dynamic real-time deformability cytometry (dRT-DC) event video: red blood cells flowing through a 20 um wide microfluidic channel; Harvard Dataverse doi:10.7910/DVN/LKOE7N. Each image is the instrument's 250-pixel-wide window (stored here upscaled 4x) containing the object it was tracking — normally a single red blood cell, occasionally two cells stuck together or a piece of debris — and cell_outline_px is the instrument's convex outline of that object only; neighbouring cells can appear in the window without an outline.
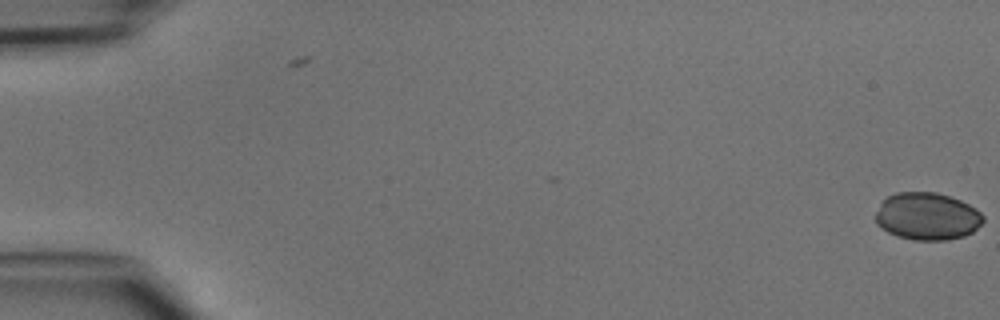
{"species": "common noctule bat (a hibernating species)", "species_latin": "Nyctalus noctula", "temperature_condition": "cold", "stored_images_in_passage": 3, "camera_frame_rate_fps": 3000, "um_per_image_px": 0.085, "animal": {"sex": "male", "body_mass_g": 15.6}, "frame": {"image": 1, "passage_image": 3, "time_ms": 0.667, "image_size_px": [1000, 320], "cell_outline_px": [[984, 220], [972, 232], [964, 236], [944, 240], [912, 240], [896, 236], [880, 228], [876, 224], [876, 212], [880, 204], [888, 196], [896, 192], [936, 192], [960, 200], [976, 208], [984, 216]], "centroid_in_image_um": [78.79, 18.39], "position_along_channel_um": 6.2, "area_um2": 29.77}}